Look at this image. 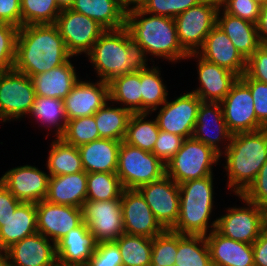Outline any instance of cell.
Here are the masks:
<instances>
[{"label": "cell", "mask_w": 267, "mask_h": 266, "mask_svg": "<svg viewBox=\"0 0 267 266\" xmlns=\"http://www.w3.org/2000/svg\"><path fill=\"white\" fill-rule=\"evenodd\" d=\"M85 57L84 61L87 60L93 68L92 77L107 83L117 76L142 71L152 64L126 27L106 30Z\"/></svg>", "instance_id": "6da1fadb"}, {"label": "cell", "mask_w": 267, "mask_h": 266, "mask_svg": "<svg viewBox=\"0 0 267 266\" xmlns=\"http://www.w3.org/2000/svg\"><path fill=\"white\" fill-rule=\"evenodd\" d=\"M72 57L55 24L24 25L18 29L13 67L16 71L32 78Z\"/></svg>", "instance_id": "7a4b0ae2"}, {"label": "cell", "mask_w": 267, "mask_h": 266, "mask_svg": "<svg viewBox=\"0 0 267 266\" xmlns=\"http://www.w3.org/2000/svg\"><path fill=\"white\" fill-rule=\"evenodd\" d=\"M126 28L152 64L159 65L164 61V64L167 62L176 67L189 55L179 43L173 18L146 13L138 6L131 7L126 13Z\"/></svg>", "instance_id": "3957f363"}, {"label": "cell", "mask_w": 267, "mask_h": 266, "mask_svg": "<svg viewBox=\"0 0 267 266\" xmlns=\"http://www.w3.org/2000/svg\"><path fill=\"white\" fill-rule=\"evenodd\" d=\"M266 161L267 128L233 134L220 160L222 174L225 173L224 190L227 189L230 195H242L254 182Z\"/></svg>", "instance_id": "277c9868"}, {"label": "cell", "mask_w": 267, "mask_h": 266, "mask_svg": "<svg viewBox=\"0 0 267 266\" xmlns=\"http://www.w3.org/2000/svg\"><path fill=\"white\" fill-rule=\"evenodd\" d=\"M216 179L219 178H215V174H212L178 185L180 212L179 218L171 230L180 234L205 236L216 228L217 216L215 213L218 211L216 209L219 205L216 196L219 195L215 191L221 190H217L218 187L215 186L217 183H221ZM215 203H218L217 206Z\"/></svg>", "instance_id": "5b68a950"}, {"label": "cell", "mask_w": 267, "mask_h": 266, "mask_svg": "<svg viewBox=\"0 0 267 266\" xmlns=\"http://www.w3.org/2000/svg\"><path fill=\"white\" fill-rule=\"evenodd\" d=\"M221 155L212 147L188 138L183 141L180 150L167 162L166 176L178 185L183 182L205 178L214 174V168L220 167Z\"/></svg>", "instance_id": "8992f818"}, {"label": "cell", "mask_w": 267, "mask_h": 266, "mask_svg": "<svg viewBox=\"0 0 267 266\" xmlns=\"http://www.w3.org/2000/svg\"><path fill=\"white\" fill-rule=\"evenodd\" d=\"M116 174L124 189H138L166 175V166L152 152L121 142Z\"/></svg>", "instance_id": "52a82bcc"}, {"label": "cell", "mask_w": 267, "mask_h": 266, "mask_svg": "<svg viewBox=\"0 0 267 266\" xmlns=\"http://www.w3.org/2000/svg\"><path fill=\"white\" fill-rule=\"evenodd\" d=\"M241 203L228 205L217 213L215 230L224 237L253 244L262 233V208L247 200L243 195H230ZM238 205V206H237ZM224 212V213H223ZM219 214V216H218Z\"/></svg>", "instance_id": "ba28073f"}, {"label": "cell", "mask_w": 267, "mask_h": 266, "mask_svg": "<svg viewBox=\"0 0 267 266\" xmlns=\"http://www.w3.org/2000/svg\"><path fill=\"white\" fill-rule=\"evenodd\" d=\"M35 98L33 81L28 75L15 69L3 71L0 76V124L26 120Z\"/></svg>", "instance_id": "9c48e42d"}, {"label": "cell", "mask_w": 267, "mask_h": 266, "mask_svg": "<svg viewBox=\"0 0 267 266\" xmlns=\"http://www.w3.org/2000/svg\"><path fill=\"white\" fill-rule=\"evenodd\" d=\"M219 0H203L174 18L180 45L188 53H197L217 24Z\"/></svg>", "instance_id": "30bf717a"}, {"label": "cell", "mask_w": 267, "mask_h": 266, "mask_svg": "<svg viewBox=\"0 0 267 266\" xmlns=\"http://www.w3.org/2000/svg\"><path fill=\"white\" fill-rule=\"evenodd\" d=\"M179 95H171L168 100L152 112L157 120L160 130L182 136L185 139L192 138L197 112L202 100L188 89ZM155 113V114H154Z\"/></svg>", "instance_id": "8fae6325"}, {"label": "cell", "mask_w": 267, "mask_h": 266, "mask_svg": "<svg viewBox=\"0 0 267 266\" xmlns=\"http://www.w3.org/2000/svg\"><path fill=\"white\" fill-rule=\"evenodd\" d=\"M55 25L63 38L68 52L85 58L94 43L106 31L97 21L69 8H62ZM80 56V57H79Z\"/></svg>", "instance_id": "7c38bea8"}, {"label": "cell", "mask_w": 267, "mask_h": 266, "mask_svg": "<svg viewBox=\"0 0 267 266\" xmlns=\"http://www.w3.org/2000/svg\"><path fill=\"white\" fill-rule=\"evenodd\" d=\"M83 222L97 243L116 241L124 234L121 199L86 200L82 206Z\"/></svg>", "instance_id": "4fadbf2b"}, {"label": "cell", "mask_w": 267, "mask_h": 266, "mask_svg": "<svg viewBox=\"0 0 267 266\" xmlns=\"http://www.w3.org/2000/svg\"><path fill=\"white\" fill-rule=\"evenodd\" d=\"M33 164L27 163L8 168L0 177V182L20 202L36 204L45 200L47 196L49 173L46 167L38 168L36 163Z\"/></svg>", "instance_id": "5bb4252c"}, {"label": "cell", "mask_w": 267, "mask_h": 266, "mask_svg": "<svg viewBox=\"0 0 267 266\" xmlns=\"http://www.w3.org/2000/svg\"><path fill=\"white\" fill-rule=\"evenodd\" d=\"M220 103L224 120L232 134L264 129L257 121L250 88L240 78Z\"/></svg>", "instance_id": "9a60e30c"}, {"label": "cell", "mask_w": 267, "mask_h": 266, "mask_svg": "<svg viewBox=\"0 0 267 266\" xmlns=\"http://www.w3.org/2000/svg\"><path fill=\"white\" fill-rule=\"evenodd\" d=\"M194 59V60H192ZM196 64L197 83L190 92L195 93L202 101L221 102L231 90L239 76L217 64L206 61L197 53H190L185 62ZM196 87V88H195Z\"/></svg>", "instance_id": "2e32d148"}, {"label": "cell", "mask_w": 267, "mask_h": 266, "mask_svg": "<svg viewBox=\"0 0 267 266\" xmlns=\"http://www.w3.org/2000/svg\"><path fill=\"white\" fill-rule=\"evenodd\" d=\"M150 207L156 220L165 229H172L180 212L179 186L170 177L148 183L137 189Z\"/></svg>", "instance_id": "e0dca14e"}, {"label": "cell", "mask_w": 267, "mask_h": 266, "mask_svg": "<svg viewBox=\"0 0 267 266\" xmlns=\"http://www.w3.org/2000/svg\"><path fill=\"white\" fill-rule=\"evenodd\" d=\"M63 99L68 120L94 115L109 101V85L102 80L91 79L85 72ZM88 79V80H87Z\"/></svg>", "instance_id": "ac0fdd59"}, {"label": "cell", "mask_w": 267, "mask_h": 266, "mask_svg": "<svg viewBox=\"0 0 267 266\" xmlns=\"http://www.w3.org/2000/svg\"><path fill=\"white\" fill-rule=\"evenodd\" d=\"M37 232L55 244L83 223L82 208L42 200L36 203Z\"/></svg>", "instance_id": "d6986e66"}, {"label": "cell", "mask_w": 267, "mask_h": 266, "mask_svg": "<svg viewBox=\"0 0 267 266\" xmlns=\"http://www.w3.org/2000/svg\"><path fill=\"white\" fill-rule=\"evenodd\" d=\"M232 135L224 120L221 103L202 101L192 138L212 147L221 155L229 146Z\"/></svg>", "instance_id": "ffe728a7"}, {"label": "cell", "mask_w": 267, "mask_h": 266, "mask_svg": "<svg viewBox=\"0 0 267 266\" xmlns=\"http://www.w3.org/2000/svg\"><path fill=\"white\" fill-rule=\"evenodd\" d=\"M121 208L124 233L153 239L165 230L137 189H123Z\"/></svg>", "instance_id": "44dd1931"}, {"label": "cell", "mask_w": 267, "mask_h": 266, "mask_svg": "<svg viewBox=\"0 0 267 266\" xmlns=\"http://www.w3.org/2000/svg\"><path fill=\"white\" fill-rule=\"evenodd\" d=\"M56 259L55 243L38 232L6 250L7 266H54Z\"/></svg>", "instance_id": "7402d4cb"}, {"label": "cell", "mask_w": 267, "mask_h": 266, "mask_svg": "<svg viewBox=\"0 0 267 266\" xmlns=\"http://www.w3.org/2000/svg\"><path fill=\"white\" fill-rule=\"evenodd\" d=\"M197 54L206 61L224 67L239 77L245 73L246 59L217 24L209 32Z\"/></svg>", "instance_id": "603a6c76"}, {"label": "cell", "mask_w": 267, "mask_h": 266, "mask_svg": "<svg viewBox=\"0 0 267 266\" xmlns=\"http://www.w3.org/2000/svg\"><path fill=\"white\" fill-rule=\"evenodd\" d=\"M78 59L80 58L72 57L61 66L34 75L31 79L36 96L59 98L63 100L82 77L81 73H79V68L76 67L77 63H75Z\"/></svg>", "instance_id": "cb8c5ba5"}, {"label": "cell", "mask_w": 267, "mask_h": 266, "mask_svg": "<svg viewBox=\"0 0 267 266\" xmlns=\"http://www.w3.org/2000/svg\"><path fill=\"white\" fill-rule=\"evenodd\" d=\"M205 238L213 266H254L252 244L224 237L215 229Z\"/></svg>", "instance_id": "d4e9b609"}, {"label": "cell", "mask_w": 267, "mask_h": 266, "mask_svg": "<svg viewBox=\"0 0 267 266\" xmlns=\"http://www.w3.org/2000/svg\"><path fill=\"white\" fill-rule=\"evenodd\" d=\"M87 197V173L50 176L47 202L82 208Z\"/></svg>", "instance_id": "484cf974"}, {"label": "cell", "mask_w": 267, "mask_h": 266, "mask_svg": "<svg viewBox=\"0 0 267 266\" xmlns=\"http://www.w3.org/2000/svg\"><path fill=\"white\" fill-rule=\"evenodd\" d=\"M37 233L35 203L22 202L6 220L0 221V249L6 251L25 237Z\"/></svg>", "instance_id": "4316f807"}, {"label": "cell", "mask_w": 267, "mask_h": 266, "mask_svg": "<svg viewBox=\"0 0 267 266\" xmlns=\"http://www.w3.org/2000/svg\"><path fill=\"white\" fill-rule=\"evenodd\" d=\"M121 142L101 138L78 146L84 171L116 172Z\"/></svg>", "instance_id": "83f0119b"}, {"label": "cell", "mask_w": 267, "mask_h": 266, "mask_svg": "<svg viewBox=\"0 0 267 266\" xmlns=\"http://www.w3.org/2000/svg\"><path fill=\"white\" fill-rule=\"evenodd\" d=\"M27 118L31 120L29 123L38 124L39 130L43 128L47 132L46 138L51 135L52 138L60 137L68 121L62 99L42 96H36Z\"/></svg>", "instance_id": "f1b7e54d"}, {"label": "cell", "mask_w": 267, "mask_h": 266, "mask_svg": "<svg viewBox=\"0 0 267 266\" xmlns=\"http://www.w3.org/2000/svg\"><path fill=\"white\" fill-rule=\"evenodd\" d=\"M217 25L226 33L246 60L261 45L257 24L225 13L220 7L217 12Z\"/></svg>", "instance_id": "f546056e"}, {"label": "cell", "mask_w": 267, "mask_h": 266, "mask_svg": "<svg viewBox=\"0 0 267 266\" xmlns=\"http://www.w3.org/2000/svg\"><path fill=\"white\" fill-rule=\"evenodd\" d=\"M55 246L58 260L87 264L96 250L97 242L88 226L83 222L80 226L70 230Z\"/></svg>", "instance_id": "4dcf8cb0"}, {"label": "cell", "mask_w": 267, "mask_h": 266, "mask_svg": "<svg viewBox=\"0 0 267 266\" xmlns=\"http://www.w3.org/2000/svg\"><path fill=\"white\" fill-rule=\"evenodd\" d=\"M70 8L97 21L106 30L126 27L127 8L118 0H74Z\"/></svg>", "instance_id": "1f68e13d"}, {"label": "cell", "mask_w": 267, "mask_h": 266, "mask_svg": "<svg viewBox=\"0 0 267 266\" xmlns=\"http://www.w3.org/2000/svg\"><path fill=\"white\" fill-rule=\"evenodd\" d=\"M47 147L45 164L49 176L68 175L84 171L77 147L65 143L60 137L52 138Z\"/></svg>", "instance_id": "d6a6232c"}, {"label": "cell", "mask_w": 267, "mask_h": 266, "mask_svg": "<svg viewBox=\"0 0 267 266\" xmlns=\"http://www.w3.org/2000/svg\"><path fill=\"white\" fill-rule=\"evenodd\" d=\"M109 85V100L131 113H142L141 71L113 78Z\"/></svg>", "instance_id": "836d02e7"}, {"label": "cell", "mask_w": 267, "mask_h": 266, "mask_svg": "<svg viewBox=\"0 0 267 266\" xmlns=\"http://www.w3.org/2000/svg\"><path fill=\"white\" fill-rule=\"evenodd\" d=\"M163 69L165 68H162L161 64H152L141 71L142 113H152L161 107L172 93L169 91L171 86L167 85L163 75Z\"/></svg>", "instance_id": "e575fe53"}, {"label": "cell", "mask_w": 267, "mask_h": 266, "mask_svg": "<svg viewBox=\"0 0 267 266\" xmlns=\"http://www.w3.org/2000/svg\"><path fill=\"white\" fill-rule=\"evenodd\" d=\"M159 126L152 113H132L123 142L152 152L159 135Z\"/></svg>", "instance_id": "d590c367"}, {"label": "cell", "mask_w": 267, "mask_h": 266, "mask_svg": "<svg viewBox=\"0 0 267 266\" xmlns=\"http://www.w3.org/2000/svg\"><path fill=\"white\" fill-rule=\"evenodd\" d=\"M131 114L128 109L110 100L105 103L94 114L100 138L123 141Z\"/></svg>", "instance_id": "8d00e7d4"}, {"label": "cell", "mask_w": 267, "mask_h": 266, "mask_svg": "<svg viewBox=\"0 0 267 266\" xmlns=\"http://www.w3.org/2000/svg\"><path fill=\"white\" fill-rule=\"evenodd\" d=\"M177 266H213L204 235L177 233Z\"/></svg>", "instance_id": "74e56055"}, {"label": "cell", "mask_w": 267, "mask_h": 266, "mask_svg": "<svg viewBox=\"0 0 267 266\" xmlns=\"http://www.w3.org/2000/svg\"><path fill=\"white\" fill-rule=\"evenodd\" d=\"M123 266H150L152 238L124 233L115 241Z\"/></svg>", "instance_id": "f35d334b"}, {"label": "cell", "mask_w": 267, "mask_h": 266, "mask_svg": "<svg viewBox=\"0 0 267 266\" xmlns=\"http://www.w3.org/2000/svg\"><path fill=\"white\" fill-rule=\"evenodd\" d=\"M123 186L116 172L87 173V197L89 201L121 199Z\"/></svg>", "instance_id": "ab89813d"}, {"label": "cell", "mask_w": 267, "mask_h": 266, "mask_svg": "<svg viewBox=\"0 0 267 266\" xmlns=\"http://www.w3.org/2000/svg\"><path fill=\"white\" fill-rule=\"evenodd\" d=\"M61 11L57 0H21L22 26L55 24Z\"/></svg>", "instance_id": "60d3db41"}, {"label": "cell", "mask_w": 267, "mask_h": 266, "mask_svg": "<svg viewBox=\"0 0 267 266\" xmlns=\"http://www.w3.org/2000/svg\"><path fill=\"white\" fill-rule=\"evenodd\" d=\"M60 138L75 147L101 139L94 115L68 120Z\"/></svg>", "instance_id": "b9f144b4"}, {"label": "cell", "mask_w": 267, "mask_h": 266, "mask_svg": "<svg viewBox=\"0 0 267 266\" xmlns=\"http://www.w3.org/2000/svg\"><path fill=\"white\" fill-rule=\"evenodd\" d=\"M177 232L167 229L152 239L151 265L171 266L176 262Z\"/></svg>", "instance_id": "7bdbcfd3"}, {"label": "cell", "mask_w": 267, "mask_h": 266, "mask_svg": "<svg viewBox=\"0 0 267 266\" xmlns=\"http://www.w3.org/2000/svg\"><path fill=\"white\" fill-rule=\"evenodd\" d=\"M203 0H142L138 7L150 14L175 18Z\"/></svg>", "instance_id": "ee69618b"}, {"label": "cell", "mask_w": 267, "mask_h": 266, "mask_svg": "<svg viewBox=\"0 0 267 266\" xmlns=\"http://www.w3.org/2000/svg\"><path fill=\"white\" fill-rule=\"evenodd\" d=\"M17 27L0 22V69H13L15 61Z\"/></svg>", "instance_id": "f6af8a7d"}, {"label": "cell", "mask_w": 267, "mask_h": 266, "mask_svg": "<svg viewBox=\"0 0 267 266\" xmlns=\"http://www.w3.org/2000/svg\"><path fill=\"white\" fill-rule=\"evenodd\" d=\"M219 7L230 15L257 24L261 5L254 0H219Z\"/></svg>", "instance_id": "bcb514c9"}, {"label": "cell", "mask_w": 267, "mask_h": 266, "mask_svg": "<svg viewBox=\"0 0 267 266\" xmlns=\"http://www.w3.org/2000/svg\"><path fill=\"white\" fill-rule=\"evenodd\" d=\"M87 266H123L117 243L115 241L97 243Z\"/></svg>", "instance_id": "7dc6e473"}, {"label": "cell", "mask_w": 267, "mask_h": 266, "mask_svg": "<svg viewBox=\"0 0 267 266\" xmlns=\"http://www.w3.org/2000/svg\"><path fill=\"white\" fill-rule=\"evenodd\" d=\"M184 140L182 136L160 130L152 153L166 165L180 150Z\"/></svg>", "instance_id": "c3c4849f"}, {"label": "cell", "mask_w": 267, "mask_h": 266, "mask_svg": "<svg viewBox=\"0 0 267 266\" xmlns=\"http://www.w3.org/2000/svg\"><path fill=\"white\" fill-rule=\"evenodd\" d=\"M240 79L250 88L257 121L267 128V83L252 78Z\"/></svg>", "instance_id": "681fc988"}, {"label": "cell", "mask_w": 267, "mask_h": 266, "mask_svg": "<svg viewBox=\"0 0 267 266\" xmlns=\"http://www.w3.org/2000/svg\"><path fill=\"white\" fill-rule=\"evenodd\" d=\"M239 78H252L267 83V45H260L246 60L245 73Z\"/></svg>", "instance_id": "f907efd6"}, {"label": "cell", "mask_w": 267, "mask_h": 266, "mask_svg": "<svg viewBox=\"0 0 267 266\" xmlns=\"http://www.w3.org/2000/svg\"><path fill=\"white\" fill-rule=\"evenodd\" d=\"M242 195L262 209L267 207V161L260 168L254 182Z\"/></svg>", "instance_id": "816d5d0a"}, {"label": "cell", "mask_w": 267, "mask_h": 266, "mask_svg": "<svg viewBox=\"0 0 267 266\" xmlns=\"http://www.w3.org/2000/svg\"><path fill=\"white\" fill-rule=\"evenodd\" d=\"M0 22L22 27L21 0H0Z\"/></svg>", "instance_id": "f5cc1de1"}, {"label": "cell", "mask_w": 267, "mask_h": 266, "mask_svg": "<svg viewBox=\"0 0 267 266\" xmlns=\"http://www.w3.org/2000/svg\"><path fill=\"white\" fill-rule=\"evenodd\" d=\"M20 202L1 182H0V221L6 220L13 214Z\"/></svg>", "instance_id": "db71d44e"}, {"label": "cell", "mask_w": 267, "mask_h": 266, "mask_svg": "<svg viewBox=\"0 0 267 266\" xmlns=\"http://www.w3.org/2000/svg\"><path fill=\"white\" fill-rule=\"evenodd\" d=\"M252 247L254 266H267V235L261 233Z\"/></svg>", "instance_id": "11a10c76"}, {"label": "cell", "mask_w": 267, "mask_h": 266, "mask_svg": "<svg viewBox=\"0 0 267 266\" xmlns=\"http://www.w3.org/2000/svg\"><path fill=\"white\" fill-rule=\"evenodd\" d=\"M257 31L260 44L267 45V4L261 6Z\"/></svg>", "instance_id": "9f6ffc18"}, {"label": "cell", "mask_w": 267, "mask_h": 266, "mask_svg": "<svg viewBox=\"0 0 267 266\" xmlns=\"http://www.w3.org/2000/svg\"><path fill=\"white\" fill-rule=\"evenodd\" d=\"M262 233L267 235V207L262 209Z\"/></svg>", "instance_id": "6f0895ef"}, {"label": "cell", "mask_w": 267, "mask_h": 266, "mask_svg": "<svg viewBox=\"0 0 267 266\" xmlns=\"http://www.w3.org/2000/svg\"><path fill=\"white\" fill-rule=\"evenodd\" d=\"M54 266H87V264L82 263H68L61 260L56 259Z\"/></svg>", "instance_id": "680465c9"}, {"label": "cell", "mask_w": 267, "mask_h": 266, "mask_svg": "<svg viewBox=\"0 0 267 266\" xmlns=\"http://www.w3.org/2000/svg\"><path fill=\"white\" fill-rule=\"evenodd\" d=\"M57 2L61 8H69L73 4L74 0H57Z\"/></svg>", "instance_id": "91938a15"}, {"label": "cell", "mask_w": 267, "mask_h": 266, "mask_svg": "<svg viewBox=\"0 0 267 266\" xmlns=\"http://www.w3.org/2000/svg\"><path fill=\"white\" fill-rule=\"evenodd\" d=\"M122 5H124L127 9L131 7H135V0H118Z\"/></svg>", "instance_id": "94428289"}, {"label": "cell", "mask_w": 267, "mask_h": 266, "mask_svg": "<svg viewBox=\"0 0 267 266\" xmlns=\"http://www.w3.org/2000/svg\"><path fill=\"white\" fill-rule=\"evenodd\" d=\"M0 266H7L6 251L0 249Z\"/></svg>", "instance_id": "6125c7cd"}, {"label": "cell", "mask_w": 267, "mask_h": 266, "mask_svg": "<svg viewBox=\"0 0 267 266\" xmlns=\"http://www.w3.org/2000/svg\"><path fill=\"white\" fill-rule=\"evenodd\" d=\"M254 1L259 3L261 6L267 4V0H254Z\"/></svg>", "instance_id": "be15d7a7"}, {"label": "cell", "mask_w": 267, "mask_h": 266, "mask_svg": "<svg viewBox=\"0 0 267 266\" xmlns=\"http://www.w3.org/2000/svg\"><path fill=\"white\" fill-rule=\"evenodd\" d=\"M142 0H135V7L138 6V4L141 2Z\"/></svg>", "instance_id": "e7e4bbea"}, {"label": "cell", "mask_w": 267, "mask_h": 266, "mask_svg": "<svg viewBox=\"0 0 267 266\" xmlns=\"http://www.w3.org/2000/svg\"><path fill=\"white\" fill-rule=\"evenodd\" d=\"M3 71H4V70L0 69V76H1V74L3 73Z\"/></svg>", "instance_id": "03108f58"}]
</instances>
